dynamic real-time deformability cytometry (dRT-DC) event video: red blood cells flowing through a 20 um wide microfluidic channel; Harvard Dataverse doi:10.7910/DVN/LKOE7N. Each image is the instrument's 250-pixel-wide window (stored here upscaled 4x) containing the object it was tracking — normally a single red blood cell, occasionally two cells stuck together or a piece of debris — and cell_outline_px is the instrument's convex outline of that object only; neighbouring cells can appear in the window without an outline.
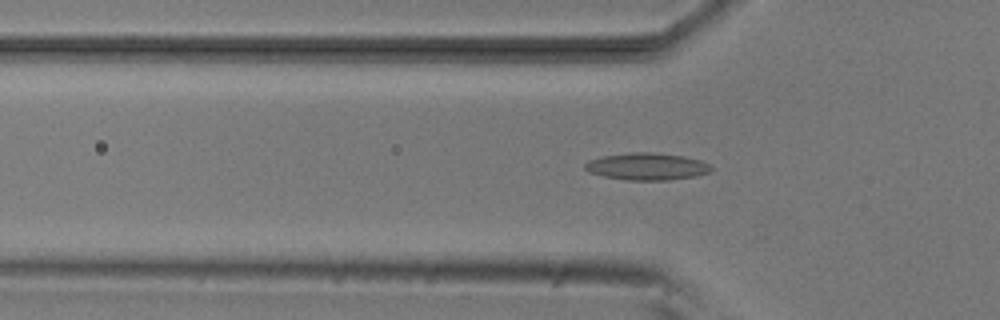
{"species": "common noctule bat (a hibernating species)", "species_latin": "Nyctalus noctula", "temperature_condition": "room temperature", "stored_images_in_passage": 54, "segment_of_instrument_passage": [1, 2], "camera_frame_rate_fps": 3000, "um_per_image_px": 0.085, "animal": {"sex": "male", "body_mass_g": 20.5, "forearm_length_mm": 52.5}, "frame": {"image": 1, "passage_image": 17, "time_ms": 5.333, "image_size_px": [1000, 320], "cell_outline_px": [[712, 168], [708, 172], [696, 176], [668, 180], [628, 180], [604, 176], [588, 172], [584, 168], [584, 164], [588, 160], [600, 156], [628, 152], [652, 152], [684, 156], [700, 160], [708, 164]], "centroid_in_image_um": [54.94, 14.14], "position_along_channel_um": 70.9, "area_um2": 20.0}}
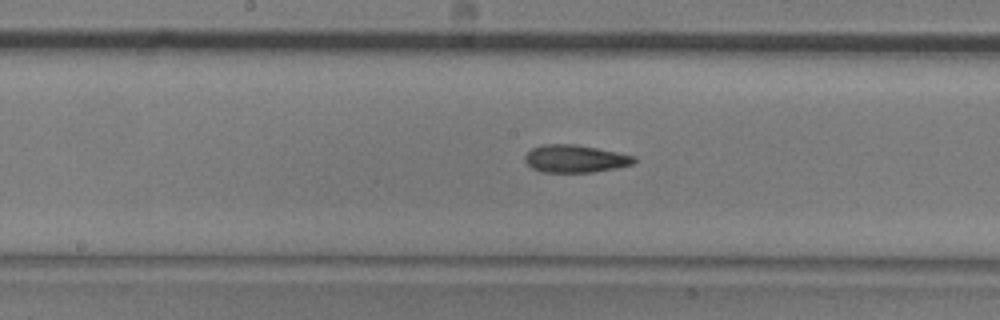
{"frame": {"image": 2, "passage_image": 27, "time_ms": 8.667, "image_size_px": [1000, 320], "cell_outline_px": [[636, 160], [632, 164], [616, 168], [592, 172], [540, 172], [532, 168], [524, 160], [524, 156], [532, 148], [544, 144], [576, 144], [636, 156]], "centroid_in_image_um": [48.87, 13.49], "position_along_channel_um": 199.3, "area_um2": 17.51}}
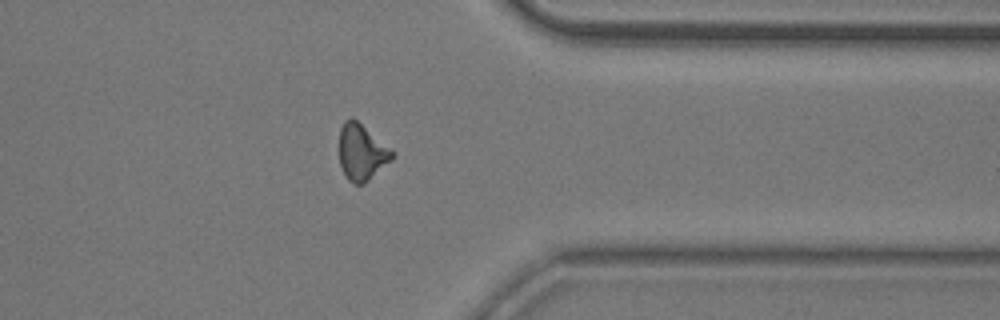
{"frame": {"image": 3, "passage_image": 42, "time_ms": 13.667, "image_size_px": [1000, 320], "cell_outline_px": [[396, 152], [392, 160], [364, 184], [352, 184], [348, 180], [340, 164], [340, 128], [344, 120], [352, 116], [392, 148]], "centroid_in_image_um": [30.77, 12.92], "position_along_channel_um": 380.6, "area_um2": 17.57}}